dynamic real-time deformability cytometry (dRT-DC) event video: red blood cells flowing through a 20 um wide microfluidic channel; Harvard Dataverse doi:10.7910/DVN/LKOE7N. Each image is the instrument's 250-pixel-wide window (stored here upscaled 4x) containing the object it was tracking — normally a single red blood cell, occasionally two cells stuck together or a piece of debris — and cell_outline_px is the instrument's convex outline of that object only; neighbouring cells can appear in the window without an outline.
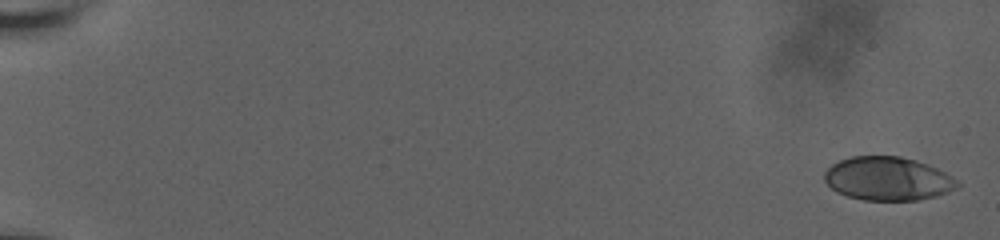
{"species": "human", "species_latin": "Homo sapiens", "temperature_condition": "room temperature", "stored_images_in_passage": 20, "camera_frame_rate_fps": 3000, "um_per_image_px": 0.085, "donor": {"sex": "male"}, "frame": {"image": 1, "passage_image": 1, "time_ms": 0.0, "image_size_px": [1000, 240], "cell_outline_px": [[960, 184], [956, 188], [948, 192], [936, 196], [916, 200], [864, 200], [848, 196], [836, 192], [824, 180], [824, 172], [832, 164], [840, 160], [852, 156], [900, 156], [916, 160], [928, 164], [944, 172], [956, 180]], "centroid_in_image_um": [75.45, 15.18], "position_along_channel_um": 9.6, "area_um2": 33.64}}
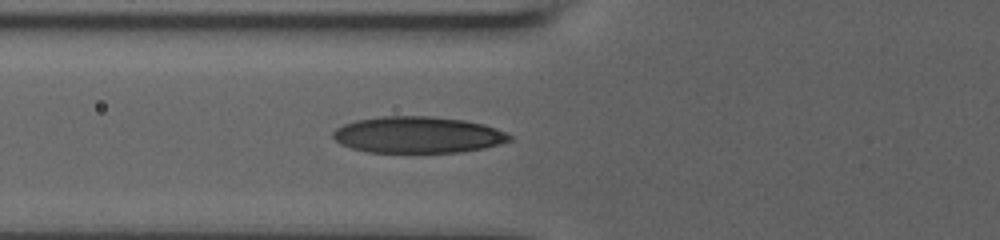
{"frame": {"image": 2, "passage_image": 15, "time_ms": 8.0, "image_size_px": [1000, 240], "cell_outline_px": [[512, 140], [500, 144], [484, 148], [460, 152], [368, 152], [352, 148], [340, 144], [332, 136], [332, 132], [336, 128], [344, 124], [356, 120], [384, 116], [428, 116], [464, 120], [484, 124], [496, 128], [512, 136]], "centroid_in_image_um": [35.52, 11.46], "position_along_channel_um": 90.3, "area_um2": 37.45}}
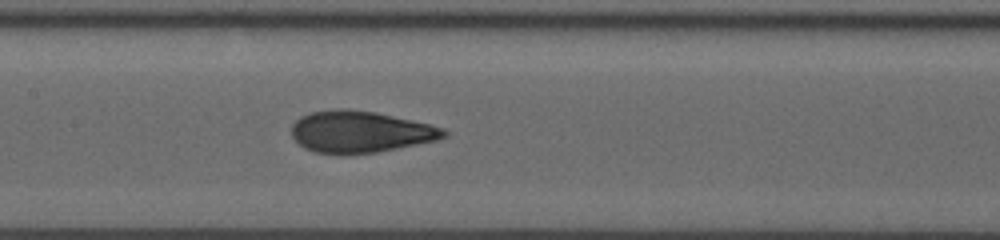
{"frame": {"image": 3, "passage_image": 20, "time_ms": 10.333, "image_size_px": [1000, 240], "cell_outline_px": [[448, 136], [436, 140], [376, 152], [316, 152], [304, 148], [292, 136], [292, 124], [300, 116], [312, 112], [336, 108], [348, 108], [376, 112], [412, 120], [444, 128], [448, 132]], "centroid_in_image_um": [30.62, 11.16], "position_along_channel_um": 176.8, "area_um2": 36.36}}